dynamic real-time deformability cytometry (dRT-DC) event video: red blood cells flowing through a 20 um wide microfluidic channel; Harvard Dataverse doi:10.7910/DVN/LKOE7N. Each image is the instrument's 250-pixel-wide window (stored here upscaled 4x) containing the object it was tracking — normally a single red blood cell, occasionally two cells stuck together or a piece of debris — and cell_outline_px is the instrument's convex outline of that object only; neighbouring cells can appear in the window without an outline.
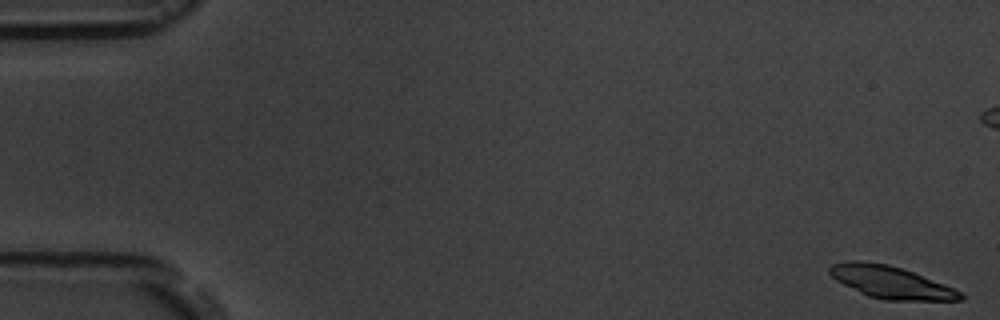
{"species": "common noctule bat (a hibernating species)", "species_latin": "Nyctalus noctula", "temperature_condition": "room temperature", "stored_images_in_passage": 6, "camera_frame_rate_fps": 3000, "um_per_image_px": 0.085, "animal": {"sex": "male", "body_mass_g": 19.5, "forearm_length_mm": 54.6}, "frame": {"image": 1, "passage_image": 1, "time_ms": 0.0, "image_size_px": [1000, 320], "cell_outline_px": [[964, 300], [884, 300], [868, 296], [836, 280], [828, 272], [828, 268], [832, 264], [848, 260], [860, 260], [888, 264], [912, 272], [944, 284], [960, 292], [964, 296]], "centroid_in_image_um": [75.68, 23.98], "position_along_channel_um": 9.3, "area_um2": 24.33}}
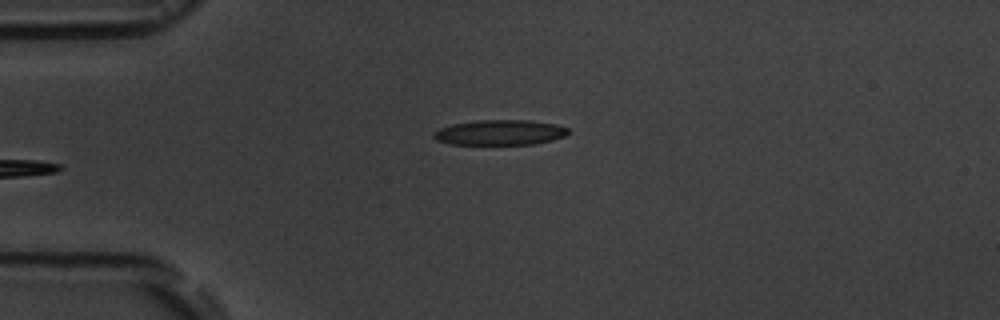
{"frame": {"image": 2, "passage_image": 6, "time_ms": 6.333, "image_size_px": [1000, 320], "cell_outline_px": [[568, 132], [564, 136], [552, 140], [536, 144], [452, 144], [436, 140], [432, 136], [432, 132], [440, 128], [452, 124], [476, 120], [528, 120], [556, 124], [568, 128]], "centroid_in_image_um": [42.47, 11.26], "position_along_channel_um": 42.5, "area_um2": 19.77}}